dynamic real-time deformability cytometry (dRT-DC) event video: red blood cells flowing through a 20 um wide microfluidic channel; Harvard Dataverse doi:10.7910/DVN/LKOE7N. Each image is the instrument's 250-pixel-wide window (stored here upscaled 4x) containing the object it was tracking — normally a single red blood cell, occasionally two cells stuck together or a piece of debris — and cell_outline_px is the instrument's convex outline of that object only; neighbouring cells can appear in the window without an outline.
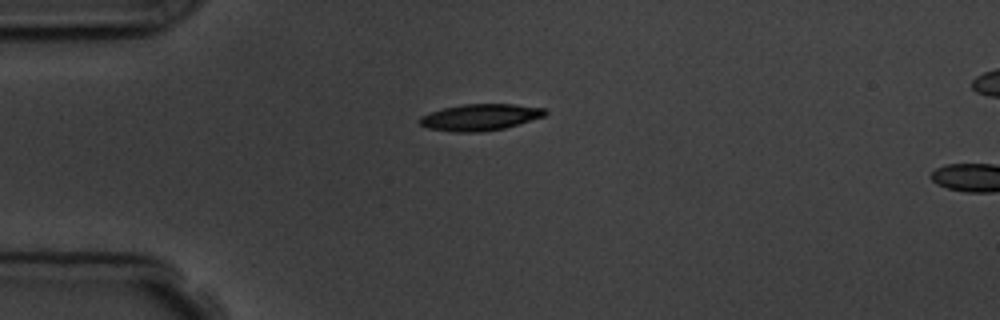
{"species": "common noctule bat (a hibernating species)", "species_latin": "Nyctalus noctula", "temperature_condition": "room temperature", "stored_images_in_passage": 2, "camera_frame_rate_fps": 3000, "um_per_image_px": 0.085, "animal": {"sex": "male", "body_mass_g": 19.5, "forearm_length_mm": 54.6}, "frame": {"image": 1, "passage_image": 1, "time_ms": 0.0, "image_size_px": [1000, 320], "cell_outline_px": [[548, 112], [544, 116], [504, 128], [480, 132], [452, 132], [428, 128], [420, 124], [416, 120], [420, 116], [444, 108], [464, 104], [512, 104], [544, 108]], "centroid_in_image_um": [40.78, 9.97], "position_along_channel_um": 44.2, "area_um2": 19.25}}